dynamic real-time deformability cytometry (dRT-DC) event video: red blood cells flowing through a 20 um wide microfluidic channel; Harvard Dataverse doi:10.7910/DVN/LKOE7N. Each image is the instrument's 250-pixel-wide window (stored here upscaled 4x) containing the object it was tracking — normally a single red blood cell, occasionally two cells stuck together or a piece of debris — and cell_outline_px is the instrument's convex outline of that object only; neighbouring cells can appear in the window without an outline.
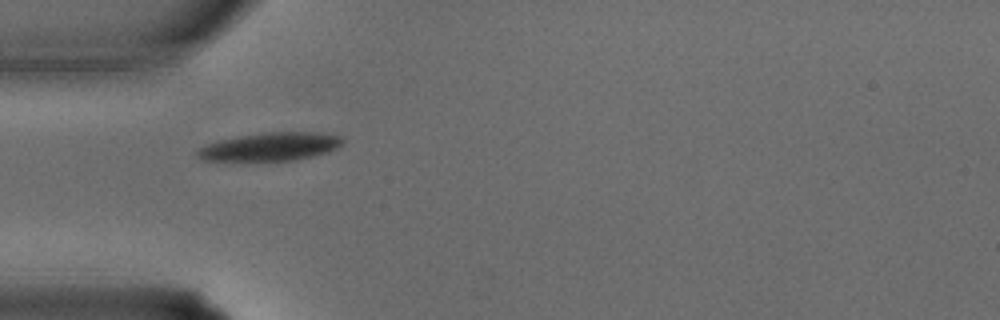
{"species": "common noctule bat (a hibernating species)", "species_latin": "Nyctalus noctula", "temperature_condition": "warm", "stored_images_in_passage": 3, "camera_frame_rate_fps": 3000, "um_per_image_px": 0.085, "animal": {"sex": "male", "body_mass_g": 15.6}, "frame": {"image": 1, "passage_image": 1, "time_ms": 0.0, "image_size_px": [1000, 320], "cell_outline_px": [[344, 144], [328, 152], [296, 160], [248, 164], [236, 164], [200, 160], [196, 156], [196, 148], [204, 144], [216, 140], [236, 136], [260, 132], [320, 132], [344, 136]], "centroid_in_image_um": [22.83, 12.52], "position_along_channel_um": 62.2, "area_um2": 25.89}}